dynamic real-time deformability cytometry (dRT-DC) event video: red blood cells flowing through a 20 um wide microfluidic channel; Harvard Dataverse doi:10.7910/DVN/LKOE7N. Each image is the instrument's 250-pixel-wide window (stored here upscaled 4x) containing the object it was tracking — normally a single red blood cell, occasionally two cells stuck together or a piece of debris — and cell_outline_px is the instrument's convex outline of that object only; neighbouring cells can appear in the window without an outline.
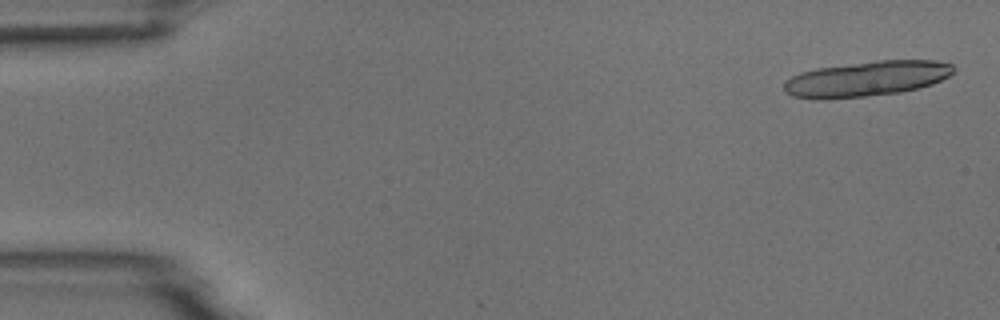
{"species": "common noctule bat (a hibernating species)", "species_latin": "Nyctalus noctula", "temperature_condition": "room temperature", "stored_images_in_passage": 5, "camera_frame_rate_fps": 3000, "um_per_image_px": 0.085, "animal": {"sex": "male", "body_mass_g": 18.8}, "frame": {"image": 1, "passage_image": 1, "time_ms": 0.0, "image_size_px": [1000, 320], "cell_outline_px": [[956, 72], [932, 84], [920, 88], [900, 92], [828, 100], [816, 100], [792, 96], [784, 92], [784, 80], [800, 72], [816, 68], [876, 60], [936, 60], [952, 64], [956, 68]], "centroid_in_image_um": [73.64, 6.7], "position_along_channel_um": 11.4, "area_um2": 35.32}}